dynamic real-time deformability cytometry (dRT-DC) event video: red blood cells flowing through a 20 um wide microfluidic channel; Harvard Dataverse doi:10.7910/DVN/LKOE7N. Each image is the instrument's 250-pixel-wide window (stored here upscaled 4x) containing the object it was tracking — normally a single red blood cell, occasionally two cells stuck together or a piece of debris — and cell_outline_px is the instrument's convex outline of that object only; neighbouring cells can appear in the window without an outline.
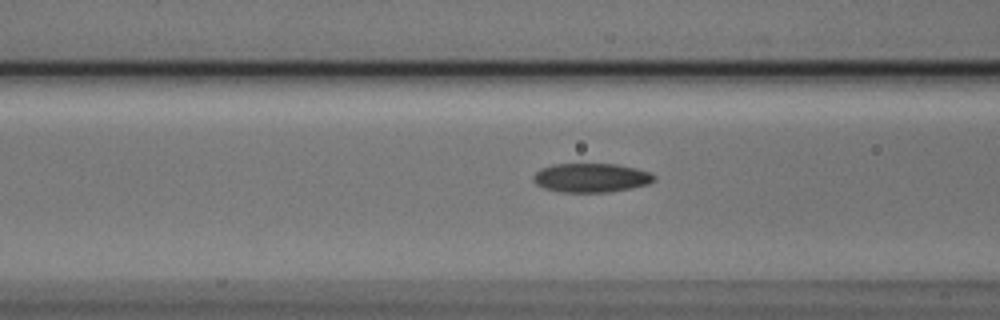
{"species": "Egyptian fruit bat (a non-hibernating species)", "species_latin": "Rousettus aegyptiacus", "temperature_condition": "cold", "stored_images_in_passage": 6, "segment_of_instrument_passage": [2, 2], "camera_frame_rate_fps": 3000, "um_per_image_px": 0.085, "animal": {"sex": "male"}, "frame": {"image": 1, "passage_image": 6, "time_ms": 1.667, "image_size_px": [1000, 320], "cell_outline_px": [[656, 180], [648, 184], [608, 192], [560, 192], [544, 188], [536, 184], [532, 180], [532, 176], [540, 168], [556, 164], [616, 164], [636, 168], [652, 172], [656, 176]], "centroid_in_image_um": [50.25, 15.1], "position_along_channel_um": 116.4, "area_um2": 20.52}}